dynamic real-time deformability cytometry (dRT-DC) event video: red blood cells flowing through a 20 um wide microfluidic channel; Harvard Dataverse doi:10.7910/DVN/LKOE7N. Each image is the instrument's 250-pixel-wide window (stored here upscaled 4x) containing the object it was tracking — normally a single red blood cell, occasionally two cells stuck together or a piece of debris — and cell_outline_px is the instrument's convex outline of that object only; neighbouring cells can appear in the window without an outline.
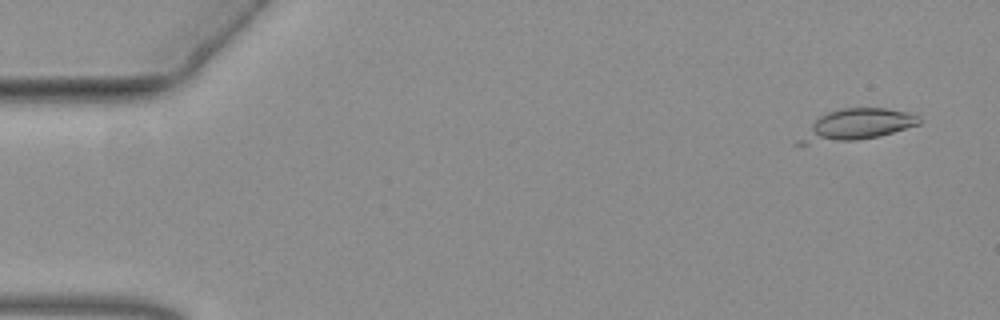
{"species": "common noctule bat (a hibernating species)", "species_latin": "Nyctalus noctula", "temperature_condition": "warm", "stored_images_in_passage": 8, "camera_frame_rate_fps": 3000, "um_per_image_px": 0.085, "animal": {"sex": "female", "body_mass_g": 19.3, "forearm_length_mm": 54.1}, "frame": {"image": 1, "passage_image": 3, "time_ms": 0.667, "image_size_px": [1000, 320], "cell_outline_px": [[920, 124], [880, 136], [856, 140], [808, 144], [792, 144], [820, 116], [828, 112], [840, 108], [888, 108], [912, 112], [920, 116]], "centroid_in_image_um": [72.84, 10.61], "position_along_channel_um": 12.2, "area_um2": 21.85}}